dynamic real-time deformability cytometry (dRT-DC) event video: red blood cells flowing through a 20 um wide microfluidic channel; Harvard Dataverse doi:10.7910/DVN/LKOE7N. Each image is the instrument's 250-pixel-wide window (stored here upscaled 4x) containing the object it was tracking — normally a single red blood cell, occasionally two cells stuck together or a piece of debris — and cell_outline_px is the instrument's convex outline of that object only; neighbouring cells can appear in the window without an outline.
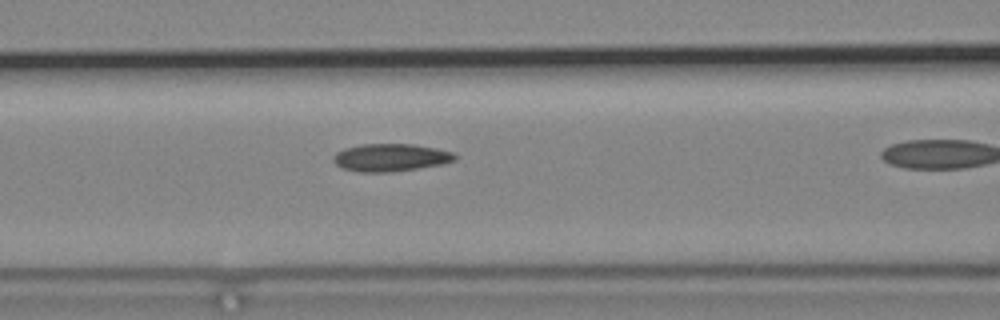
{"species": "common noctule bat (a hibernating species)", "species_latin": "Nyctalus noctula", "temperature_condition": "cold", "stored_images_in_passage": 41, "camera_frame_rate_fps": 3000, "um_per_image_px": 0.085, "animal": {"sex": "male", "body_mass_g": 19.2, "forearm_length_mm": 51.8}, "frame": {"image": 1, "passage_image": 20, "time_ms": 6.333, "image_size_px": [1000, 320], "cell_outline_px": [[456, 160], [444, 164], [388, 172], [360, 172], [344, 168], [336, 164], [332, 160], [332, 156], [336, 152], [344, 148], [360, 144], [412, 144], [436, 148], [452, 152], [456, 156]], "centroid_in_image_um": [33.18, 13.38], "position_along_channel_um": 133.4, "area_um2": 19.54}}
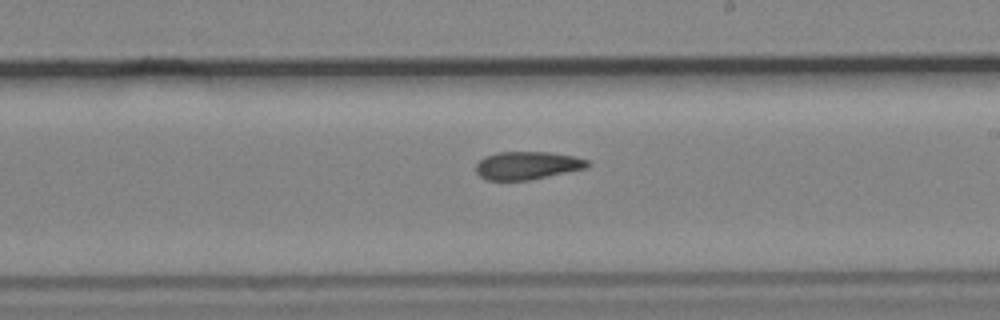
{"frame": {"image": 2, "passage_image": 29, "time_ms": 9.333, "image_size_px": [1000, 320], "cell_outline_px": [[592, 164], [588, 168], [528, 180], [488, 180], [480, 176], [476, 172], [476, 164], [484, 156], [500, 152], [548, 152], [572, 156], [588, 160]], "centroid_in_image_um": [44.83, 14.06], "position_along_channel_um": 244.2, "area_um2": 18.15}}
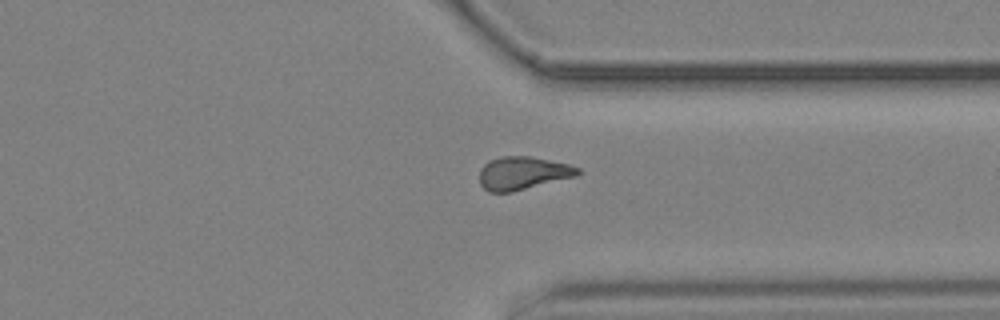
{"frame": {"image": 3, "passage_image": 39, "time_ms": 12.667, "image_size_px": [1000, 320], "cell_outline_px": [[580, 172], [576, 176], [512, 192], [488, 192], [480, 184], [480, 168], [488, 160], [500, 156], [532, 156], [568, 164], [580, 168]], "centroid_in_image_um": [44.41, 14.71], "position_along_channel_um": 367.0, "area_um2": 19.02}}